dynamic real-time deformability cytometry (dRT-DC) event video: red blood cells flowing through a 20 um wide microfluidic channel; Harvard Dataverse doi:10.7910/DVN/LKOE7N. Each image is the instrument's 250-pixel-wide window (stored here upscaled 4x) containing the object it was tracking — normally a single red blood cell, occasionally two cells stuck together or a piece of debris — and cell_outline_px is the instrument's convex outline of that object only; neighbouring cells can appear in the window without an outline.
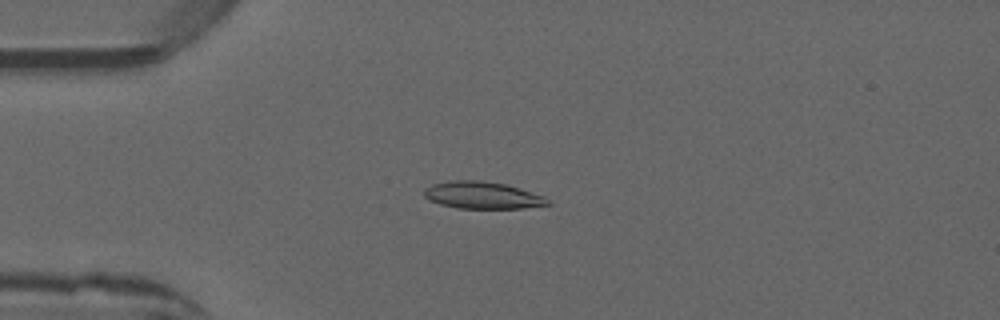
{"species": "common noctule bat (a hibernating species)", "species_latin": "Nyctalus noctula", "temperature_condition": "warm", "stored_images_in_passage": 51, "camera_frame_rate_fps": 3000, "um_per_image_px": 0.085, "animal": {"sex": "male", "forearm_length_mm": 52.5}, "frame": {"image": 1, "passage_image": 13, "time_ms": 4.0, "image_size_px": [1000, 320], "cell_outline_px": [[552, 204], [524, 208], [456, 208], [440, 204], [428, 200], [424, 196], [424, 188], [432, 184], [452, 180], [480, 180], [504, 184], [520, 188], [544, 196]], "centroid_in_image_um": [40.98, 16.59], "position_along_channel_um": 44.0, "area_um2": 19.54}}
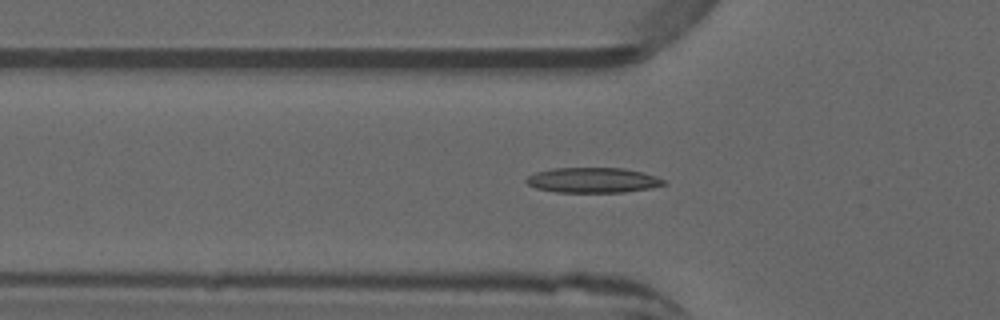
{"frame": {"image": 2, "passage_image": 17, "time_ms": 5.333, "image_size_px": [1000, 320], "cell_outline_px": [[668, 184], [652, 188], [624, 192], [556, 192], [536, 188], [528, 184], [524, 180], [528, 176], [536, 172], [552, 168], [624, 168], [656, 176], [664, 180]], "centroid_in_image_um": [50.4, 15.31], "position_along_channel_um": 75.4, "area_um2": 20.17}}
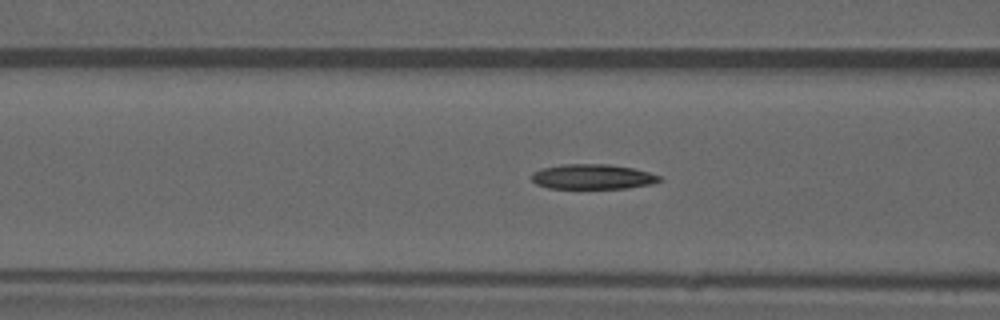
{"frame": {"image": 3, "passage_image": 20, "time_ms": 6.333, "image_size_px": [1000, 320], "cell_outline_px": [[660, 180], [652, 184], [628, 188], [548, 188], [536, 184], [532, 180], [532, 172], [540, 168], [564, 164], [608, 164], [632, 168], [648, 172], [660, 176]], "centroid_in_image_um": [50.33, 15.02], "position_along_channel_um": 116.3, "area_um2": 18.55}, "authors_computed_cell_mechanics": {"area_um2": 18.9584, "velocity_mm_per_s": 4.031, "shape_relaxation_time_tau1_ms": null, "shape_relaxation_time_tau2_ms": 6.974, "deformation_change_tau1": null, "deformation_change_tau2": 0.1718}}